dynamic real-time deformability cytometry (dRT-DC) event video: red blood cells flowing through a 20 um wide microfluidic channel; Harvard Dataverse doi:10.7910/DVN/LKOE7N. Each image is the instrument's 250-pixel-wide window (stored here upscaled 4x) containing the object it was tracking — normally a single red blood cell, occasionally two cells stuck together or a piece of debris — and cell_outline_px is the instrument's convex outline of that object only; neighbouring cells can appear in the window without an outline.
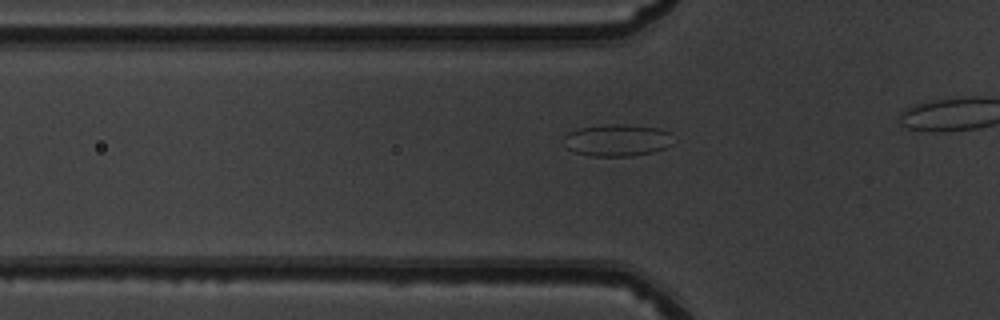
{"species": "common noctule bat (a hibernating species)", "species_latin": "Nyctalus noctula", "temperature_condition": "warm", "stored_images_in_passage": 9, "camera_frame_rate_fps": 3000, "um_per_image_px": 0.085, "animal": {"sex": "male", "body_mass_g": 19.5, "forearm_length_mm": 54.6}, "frame": {"image": 1, "passage_image": 3, "time_ms": 0.667, "image_size_px": [1000, 320], "cell_outline_px": [[672, 144], [664, 148], [652, 152], [632, 156], [588, 156], [576, 152], [568, 148], [564, 136], [568, 132], [576, 128], [604, 124], [624, 124], [660, 128], [668, 132]], "centroid_in_image_um": [52.44, 11.91], "position_along_channel_um": 73.4, "area_um2": 20.35}}
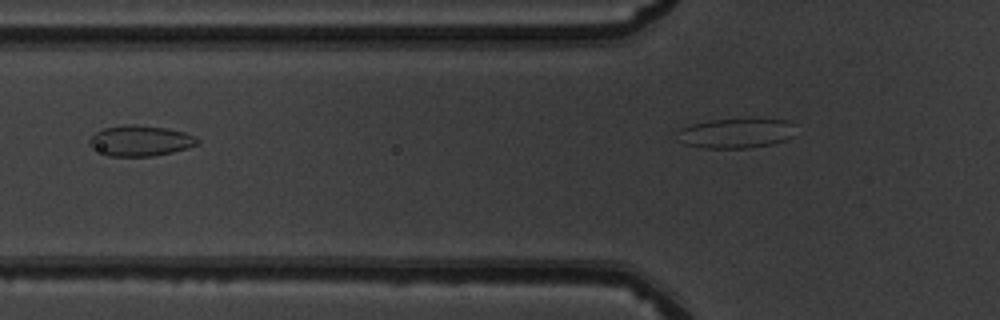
{"frame": {"image": 2, "passage_image": 6, "time_ms": 1.667, "image_size_px": [1000, 320], "cell_outline_px": [[200, 144], [188, 148], [172, 152], [152, 156], [108, 156], [92, 148], [88, 144], [88, 140], [96, 132], [104, 128], [124, 124], [132, 124], [164, 128], [184, 132], [196, 136], [200, 140]], "centroid_in_image_um": [11.93, 11.96], "position_along_channel_um": 113.9, "area_um2": 19.36}}